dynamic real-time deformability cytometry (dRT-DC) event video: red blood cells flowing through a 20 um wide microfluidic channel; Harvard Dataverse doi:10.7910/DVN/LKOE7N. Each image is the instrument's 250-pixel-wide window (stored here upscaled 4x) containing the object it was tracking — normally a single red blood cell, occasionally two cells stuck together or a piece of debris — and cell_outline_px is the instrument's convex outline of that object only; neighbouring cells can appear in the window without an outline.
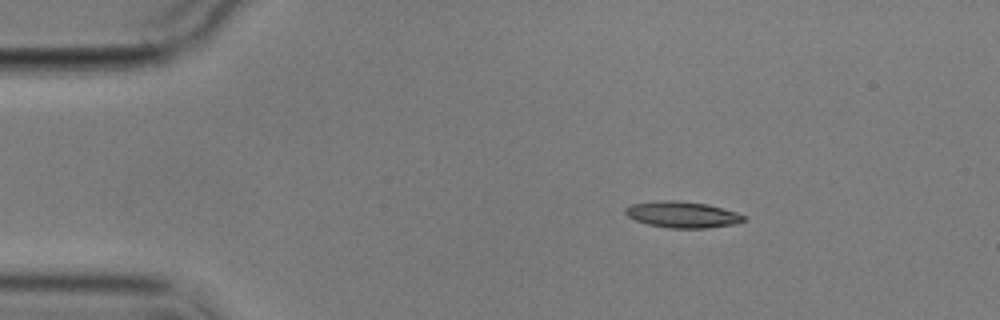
{"species": "common noctule bat (a hibernating species)", "species_latin": "Nyctalus noctula", "temperature_condition": "cold", "stored_images_in_passage": 2, "camera_frame_rate_fps": 3000, "um_per_image_px": 0.085, "animal": {"sex": "male", "body_mass_g": 17.9}, "frame": {"image": 1, "passage_image": 1, "time_ms": 0.0, "image_size_px": [1000, 320], "cell_outline_px": [[748, 216], [744, 220], [736, 224], [708, 228], [668, 228], [648, 224], [636, 220], [628, 216], [624, 212], [624, 208], [632, 204], [664, 200], [676, 200], [708, 204], [736, 212]], "centroid_in_image_um": [58.03, 18.24], "position_along_channel_um": 27.0, "area_um2": 18.15}}